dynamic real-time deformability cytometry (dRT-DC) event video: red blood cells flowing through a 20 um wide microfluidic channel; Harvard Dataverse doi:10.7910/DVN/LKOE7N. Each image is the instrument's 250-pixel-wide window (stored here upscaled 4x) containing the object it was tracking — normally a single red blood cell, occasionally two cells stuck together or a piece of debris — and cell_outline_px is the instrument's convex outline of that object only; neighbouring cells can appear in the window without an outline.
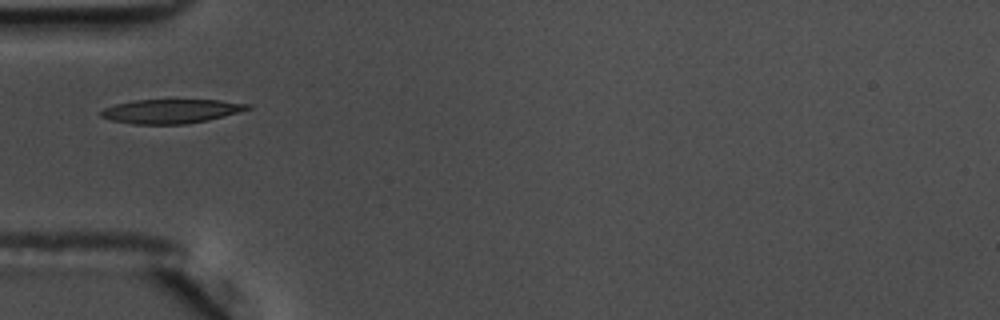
{"species": "common noctule bat (a hibernating species)", "species_latin": "Nyctalus noctula", "temperature_condition": "warm", "stored_images_in_passage": 25, "camera_frame_rate_fps": 3000, "um_per_image_px": 0.085, "animal": {"sex": "male", "body_mass_g": 17.5, "forearm_length_mm": 52.3}, "frame": {"image": 1, "passage_image": 1, "time_ms": 0.0, "image_size_px": [1000, 320], "cell_outline_px": [[252, 108], [224, 116], [208, 120], [184, 124], [132, 124], [112, 120], [100, 116], [100, 112], [104, 108], [116, 104], [136, 100], [220, 100], [252, 104]], "centroid_in_image_um": [14.56, 9.45], "position_along_channel_um": 70.4, "area_um2": 20.52}}